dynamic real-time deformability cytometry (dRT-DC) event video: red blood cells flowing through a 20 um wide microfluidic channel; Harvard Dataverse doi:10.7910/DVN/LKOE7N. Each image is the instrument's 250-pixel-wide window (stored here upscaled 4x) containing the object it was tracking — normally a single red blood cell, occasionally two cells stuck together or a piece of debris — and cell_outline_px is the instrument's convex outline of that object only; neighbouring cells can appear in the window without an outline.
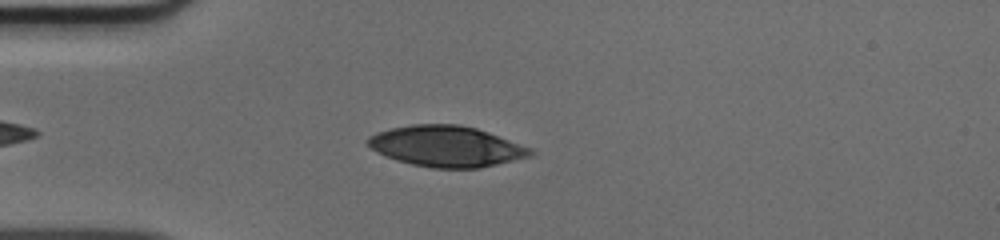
{"species": "human", "species_latin": "Homo sapiens", "temperature_condition": "cold", "stored_images_in_passage": 38, "camera_frame_rate_fps": 3000, "um_per_image_px": 0.085, "donor": {"sex": "male"}, "frame": {"image": 1, "passage_image": 5, "time_ms": 1.333, "image_size_px": [1000, 240], "cell_outline_px": [[536, 152], [532, 156], [480, 168], [432, 168], [412, 164], [396, 160], [376, 152], [364, 140], [368, 136], [376, 132], [392, 128], [412, 124], [460, 124], [476, 128], [488, 132], [532, 148]], "centroid_in_image_um": [37.94, 12.43], "position_along_channel_um": 47.1, "area_um2": 38.84}}
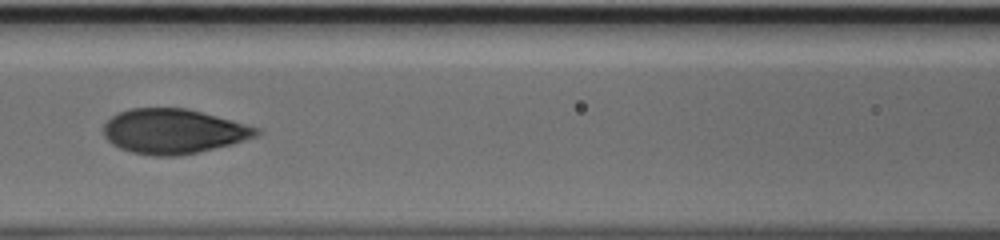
{"frame": {"image": 2, "passage_image": 14, "time_ms": 4.333, "image_size_px": [1000, 240], "cell_outline_px": [[260, 132], [256, 136], [232, 144], [196, 152], [176, 156], [152, 156], [132, 152], [120, 148], [112, 144], [104, 136], [104, 124], [112, 116], [120, 112], [132, 108], [184, 108], [232, 120], [260, 128]], "centroid_in_image_um": [14.73, 11.16], "position_along_channel_um": 151.9, "area_um2": 39.48}}
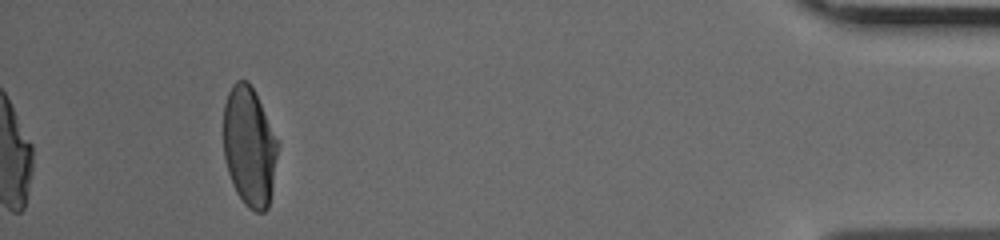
{"frame": {"image": 3, "passage_image": 38, "time_ms": 12.333, "image_size_px": [1000, 240], "cell_outline_px": [[280, 144], [272, 192], [268, 208], [264, 212], [256, 212], [248, 208], [244, 204], [236, 192], [232, 184], [224, 160], [224, 104], [228, 92], [232, 84], [236, 80], [248, 80]], "centroid_in_image_um": [21.2, 12.5], "position_along_channel_um": 414.0, "area_um2": 38.15}}